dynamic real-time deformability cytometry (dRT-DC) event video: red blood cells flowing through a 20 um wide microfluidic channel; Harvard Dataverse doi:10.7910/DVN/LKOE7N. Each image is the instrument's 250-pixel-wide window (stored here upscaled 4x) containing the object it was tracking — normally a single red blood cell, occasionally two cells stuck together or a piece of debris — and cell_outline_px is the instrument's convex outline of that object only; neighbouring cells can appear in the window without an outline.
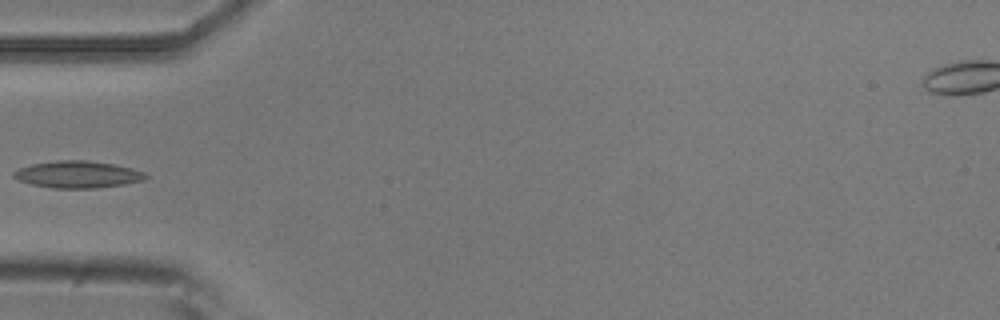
{"species": "common noctule bat (a hibernating species)", "species_latin": "Nyctalus noctula", "temperature_condition": "room temperature", "stored_images_in_passage": 5, "camera_frame_rate_fps": 3000, "um_per_image_px": 0.085, "animal": {"sex": "male", "body_mass_g": 20.5, "forearm_length_mm": 52.5}, "frame": {"image": 1, "passage_image": 5, "time_ms": 1.333, "image_size_px": [1000, 320], "cell_outline_px": [[148, 176], [144, 180], [124, 184], [96, 188], [52, 188], [32, 184], [16, 180], [12, 176], [12, 172], [20, 168], [32, 164], [56, 160], [84, 160], [112, 164], [132, 168], [144, 172]], "centroid_in_image_um": [6.57, 14.83], "position_along_channel_um": 78.4, "area_um2": 20.69}}